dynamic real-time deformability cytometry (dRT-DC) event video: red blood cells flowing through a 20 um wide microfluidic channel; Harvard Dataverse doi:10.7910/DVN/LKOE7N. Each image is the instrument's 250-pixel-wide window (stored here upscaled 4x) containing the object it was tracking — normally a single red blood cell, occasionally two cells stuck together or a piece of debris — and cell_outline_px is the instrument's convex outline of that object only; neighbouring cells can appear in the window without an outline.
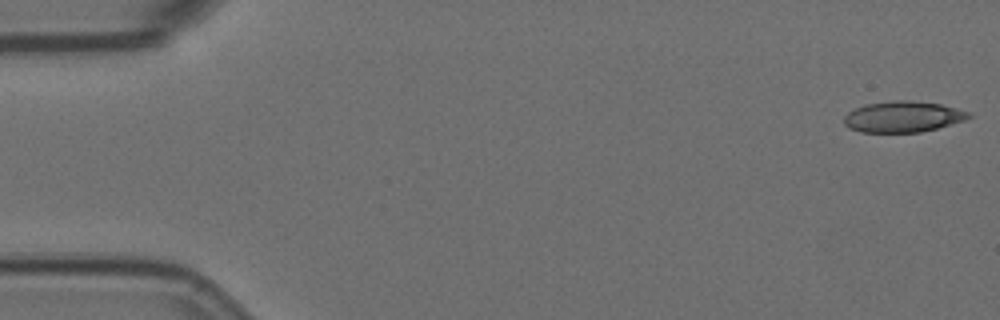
{"species": "Egyptian fruit bat (a non-hibernating species)", "species_latin": "Rousettus aegyptiacus", "temperature_condition": "room temperature", "stored_images_in_passage": 3, "camera_frame_rate_fps": 3000, "um_per_image_px": 0.085, "animal": {"sex": "female"}, "frame": {"image": 1, "passage_image": 1, "time_ms": 0.0, "image_size_px": [1000, 320], "cell_outline_px": [[972, 116], [964, 120], [936, 128], [920, 132], [860, 132], [848, 128], [844, 124], [844, 116], [848, 112], [864, 104], [896, 100], [908, 100], [940, 104], [956, 108], [968, 112]], "centroid_in_image_um": [76.7, 9.92], "position_along_channel_um": 8.3, "area_um2": 22.37}}